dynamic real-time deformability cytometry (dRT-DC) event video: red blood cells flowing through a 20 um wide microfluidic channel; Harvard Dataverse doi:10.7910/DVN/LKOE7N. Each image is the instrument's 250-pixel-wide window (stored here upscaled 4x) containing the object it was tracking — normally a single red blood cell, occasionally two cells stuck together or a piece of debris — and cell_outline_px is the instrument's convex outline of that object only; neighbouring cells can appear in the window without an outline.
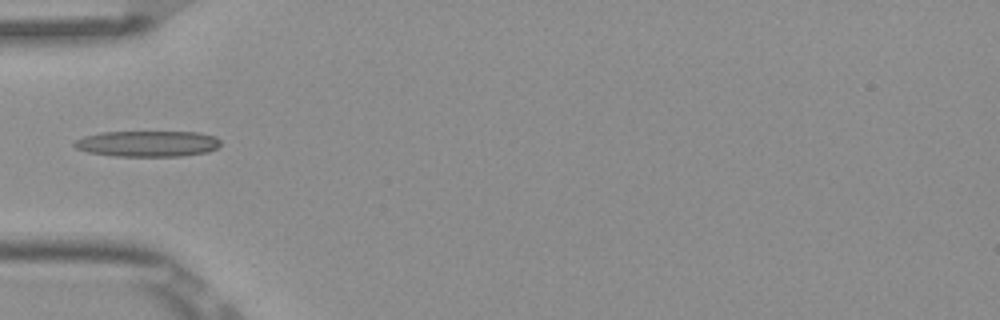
{"species": "Egyptian fruit bat (a non-hibernating species)", "species_latin": "Rousettus aegyptiacus", "temperature_condition": "room temperature", "stored_images_in_passage": 7, "camera_frame_rate_fps": 3000, "um_per_image_px": 0.085, "frame": {"image": 1, "passage_image": 6, "time_ms": 1.667, "image_size_px": [1000, 320], "cell_outline_px": [[220, 144], [216, 148], [208, 152], [180, 156], [112, 156], [88, 152], [76, 148], [72, 144], [76, 140], [84, 136], [100, 132], [200, 132], [216, 136], [220, 140]], "centroid_in_image_um": [12.55, 12.21], "position_along_channel_um": 72.5, "area_um2": 22.2}}
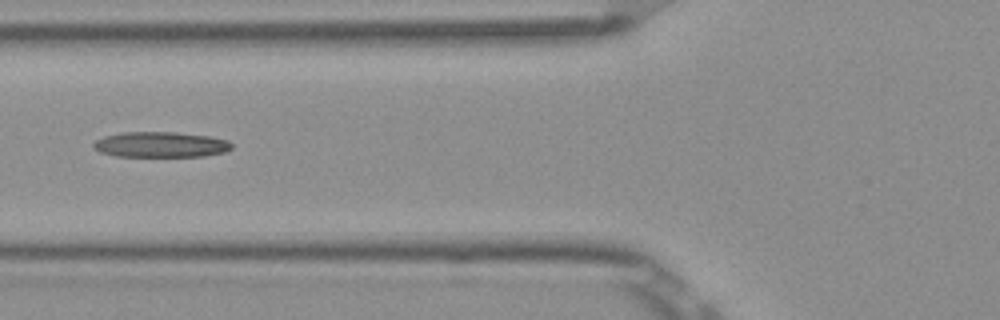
{"frame": {"image": 2, "passage_image": 7, "time_ms": 2.0, "image_size_px": [1000, 320], "cell_outline_px": [[232, 148], [224, 152], [204, 156], [116, 156], [100, 152], [92, 148], [92, 144], [96, 140], [104, 136], [120, 132], [176, 132], [208, 136], [228, 140], [232, 144]], "centroid_in_image_um": [13.63, 12.28], "position_along_channel_um": 112.2, "area_um2": 20.58}}